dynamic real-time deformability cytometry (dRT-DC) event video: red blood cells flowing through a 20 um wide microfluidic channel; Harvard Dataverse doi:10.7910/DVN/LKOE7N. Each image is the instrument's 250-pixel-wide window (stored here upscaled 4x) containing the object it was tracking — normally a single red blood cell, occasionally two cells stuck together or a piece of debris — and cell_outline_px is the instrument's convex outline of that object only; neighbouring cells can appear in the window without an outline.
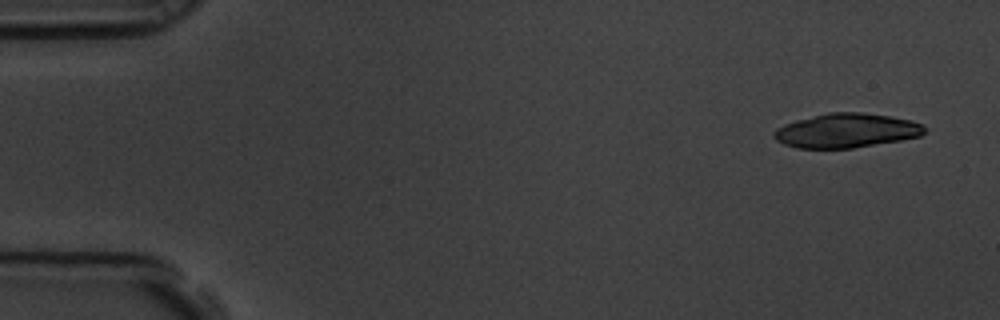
{"species": "common noctule bat (a hibernating species)", "species_latin": "Nyctalus noctula", "temperature_condition": "room temperature", "stored_images_in_passage": 4, "camera_frame_rate_fps": 3000, "um_per_image_px": 0.085, "animal": {"sex": "male", "body_mass_g": 19.5, "forearm_length_mm": 54.6}, "frame": {"image": 1, "passage_image": 1, "time_ms": 0.0, "image_size_px": [1000, 320], "cell_outline_px": [[928, 128], [920, 136], [900, 140], [852, 148], [796, 148], [784, 144], [776, 140], [772, 136], [772, 132], [776, 128], [784, 124], [796, 120], [828, 112], [860, 112], [892, 116], [912, 120], [924, 124]], "centroid_in_image_um": [71.95, 11.09], "position_along_channel_um": 13.1, "area_um2": 30.29}}